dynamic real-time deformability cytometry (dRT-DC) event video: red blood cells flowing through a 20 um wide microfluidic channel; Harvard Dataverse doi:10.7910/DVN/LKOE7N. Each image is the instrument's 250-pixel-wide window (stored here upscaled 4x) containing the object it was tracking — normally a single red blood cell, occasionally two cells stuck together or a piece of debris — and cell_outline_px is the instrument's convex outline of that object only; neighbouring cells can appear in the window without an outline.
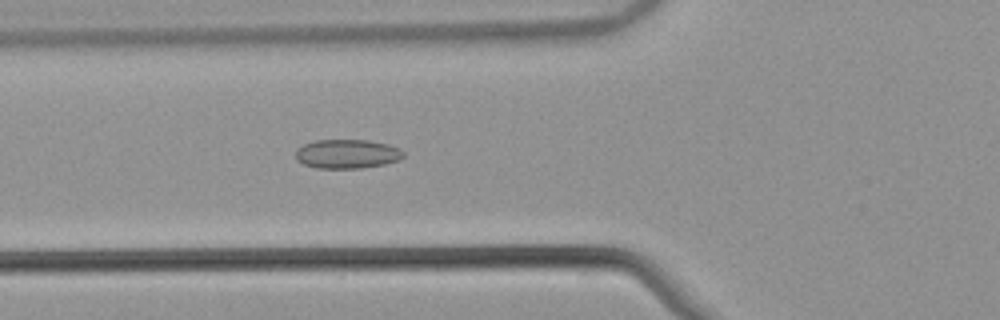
{"species": "common noctule bat (a hibernating species)", "species_latin": "Nyctalus noctula", "temperature_condition": "warm", "stored_images_in_passage": 54, "camera_frame_rate_fps": 3000, "um_per_image_px": 0.085, "animal": {"sex": "male", "body_mass_g": 21.5, "forearm_length_mm": 52.0}, "frame": {"image": 1, "passage_image": 21, "time_ms": 6.667, "image_size_px": [1000, 320], "cell_outline_px": [[404, 156], [400, 160], [384, 164], [360, 168], [316, 168], [304, 164], [296, 160], [296, 148], [304, 144], [316, 140], [368, 140], [388, 144], [400, 148], [404, 152]], "centroid_in_image_um": [29.51, 13.08], "position_along_channel_um": 96.3, "area_um2": 18.38}}
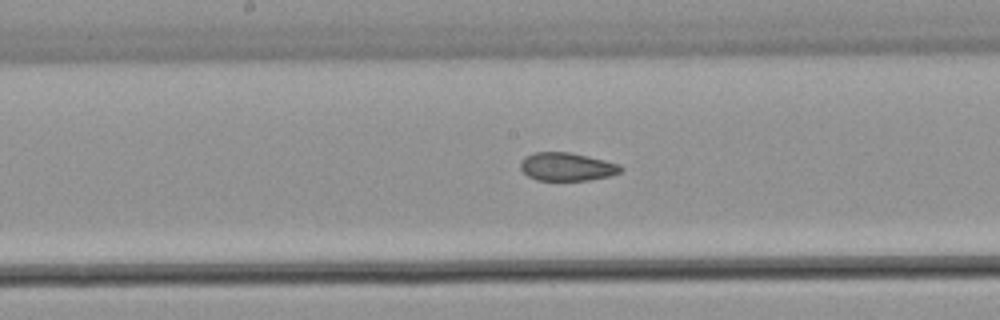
{"frame": {"image": 2, "passage_image": 29, "time_ms": 9.333, "image_size_px": [1000, 320], "cell_outline_px": [[624, 168], [620, 172], [608, 176], [588, 180], [536, 180], [528, 176], [520, 168], [520, 160], [524, 156], [536, 152], [568, 152], [588, 156], [620, 164]], "centroid_in_image_um": [48.16, 14.16], "position_along_channel_um": 200.0, "area_um2": 16.47}}
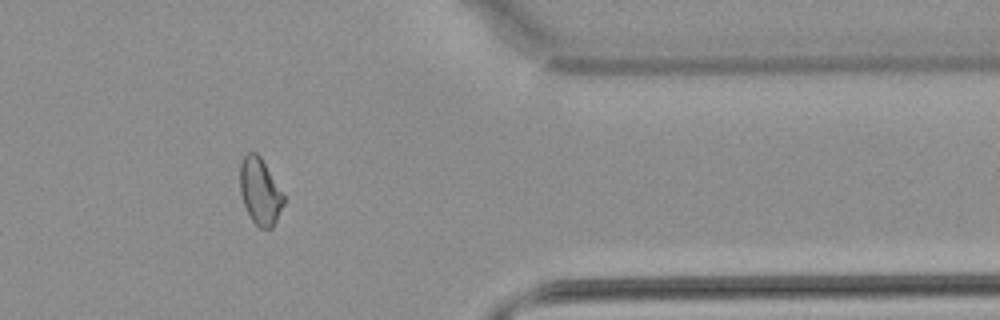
{"frame": {"image": 3, "passage_image": 45, "time_ms": 14.667, "image_size_px": [1000, 320], "cell_outline_px": [[284, 204], [272, 228], [260, 228], [252, 220], [244, 204], [240, 192], [240, 164], [244, 156], [248, 152], [256, 152], [260, 156], [284, 196]], "centroid_in_image_um": [22.09, 16.26], "position_along_channel_um": 389.3, "area_um2": 16.59}, "authors_computed_cell_mechanics": {"area_um2": 17.8024, "velocity_mm_per_s": 3.8812, "shape_relaxation_time_tau1_ms": null, "shape_relaxation_time_tau2_ms": 3.0272, "deformation_change_tau1": null, "deformation_change_tau2": 0.0779}}